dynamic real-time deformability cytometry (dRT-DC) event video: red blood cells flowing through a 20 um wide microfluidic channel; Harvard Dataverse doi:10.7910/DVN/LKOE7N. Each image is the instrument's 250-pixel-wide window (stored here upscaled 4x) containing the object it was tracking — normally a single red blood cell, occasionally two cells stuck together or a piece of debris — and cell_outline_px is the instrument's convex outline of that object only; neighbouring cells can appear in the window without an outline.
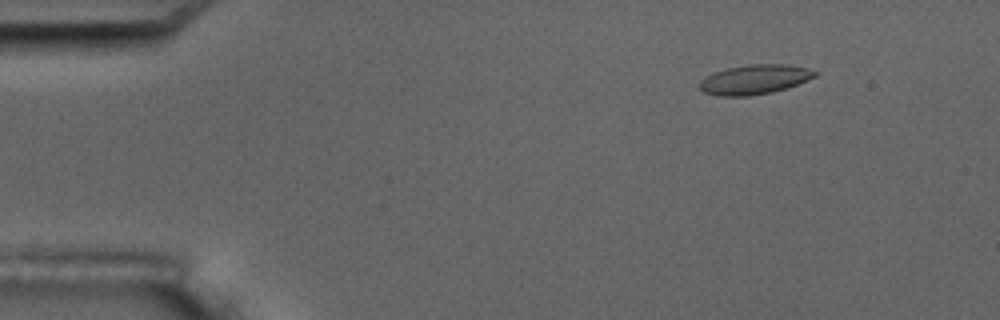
{"species": "common noctule bat (a hibernating species)", "species_latin": "Nyctalus noctula", "temperature_condition": "room temperature", "stored_images_in_passage": 6, "camera_frame_rate_fps": 3000, "um_per_image_px": 0.085, "animal": {"sex": "male", "body_mass_g": 17.5, "forearm_length_mm": 52.3}, "frame": {"image": 1, "passage_image": 2, "time_ms": 1.333, "image_size_px": [1000, 320], "cell_outline_px": [[816, 76], [788, 88], [772, 92], [748, 96], [716, 96], [704, 92], [700, 88], [700, 80], [704, 76], [712, 72], [728, 68], [748, 64], [788, 64], [808, 68], [816, 72]], "centroid_in_image_um": [64.11, 6.75], "position_along_channel_um": 20.9, "area_um2": 20.0}}
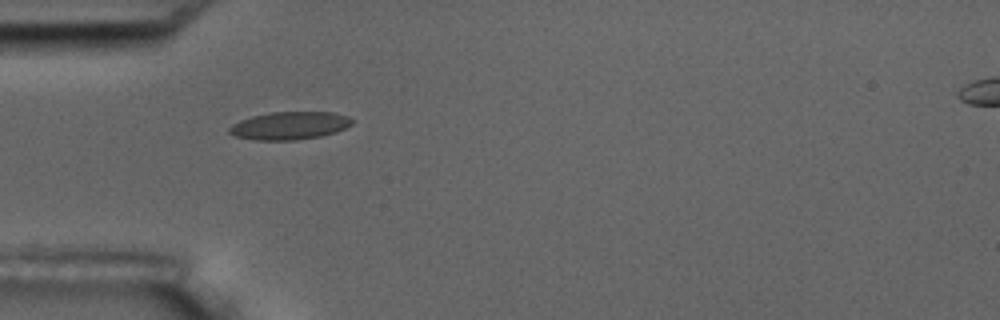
{"frame": {"image": 2, "passage_image": 5, "time_ms": 4.667, "image_size_px": [1000, 320], "cell_outline_px": [[352, 124], [336, 132], [320, 136], [296, 140], [252, 140], [236, 136], [228, 132], [228, 128], [232, 124], [240, 120], [252, 116], [272, 112], [336, 112], [348, 116], [352, 120]], "centroid_in_image_um": [24.6, 10.68], "position_along_channel_um": 60.4, "area_um2": 19.94}}